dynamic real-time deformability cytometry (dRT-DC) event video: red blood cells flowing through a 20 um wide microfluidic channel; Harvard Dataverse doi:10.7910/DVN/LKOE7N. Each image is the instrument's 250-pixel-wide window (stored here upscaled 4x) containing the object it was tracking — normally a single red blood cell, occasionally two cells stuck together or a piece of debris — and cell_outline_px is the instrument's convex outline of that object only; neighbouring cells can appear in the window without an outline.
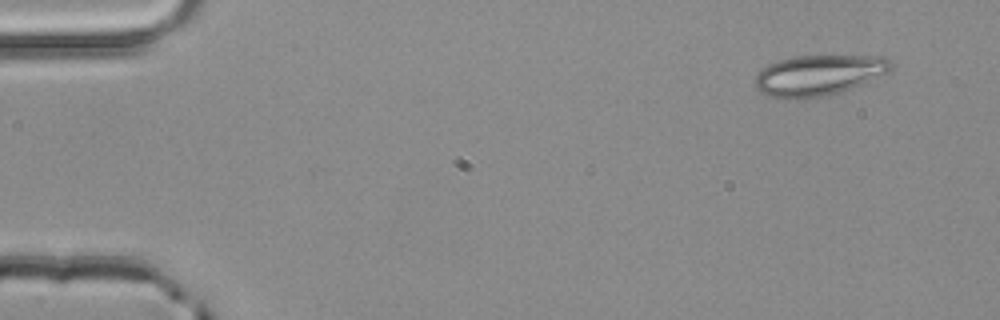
{"species": "common noctule bat (a hibernating species)", "species_latin": "Nyctalus noctula", "temperature_condition": "room temperature", "stored_images_in_passage": 3, "camera_frame_rate_fps": 3000, "um_per_image_px": 0.085, "animal": {"sex": "male", "body_mass_g": 20.4}, "frame": {"image": 1, "passage_image": 1, "time_ms": 0.0, "image_size_px": [1000, 320], "cell_outline_px": [[892, 68], [888, 72], [852, 88], [828, 96], [768, 96], [760, 92], [752, 84], [752, 80], [756, 72], [768, 64], [780, 60], [796, 56], [888, 56], [892, 64]], "centroid_in_image_um": [69.57, 6.36], "position_along_channel_um": 15.4, "area_um2": 31.79}}